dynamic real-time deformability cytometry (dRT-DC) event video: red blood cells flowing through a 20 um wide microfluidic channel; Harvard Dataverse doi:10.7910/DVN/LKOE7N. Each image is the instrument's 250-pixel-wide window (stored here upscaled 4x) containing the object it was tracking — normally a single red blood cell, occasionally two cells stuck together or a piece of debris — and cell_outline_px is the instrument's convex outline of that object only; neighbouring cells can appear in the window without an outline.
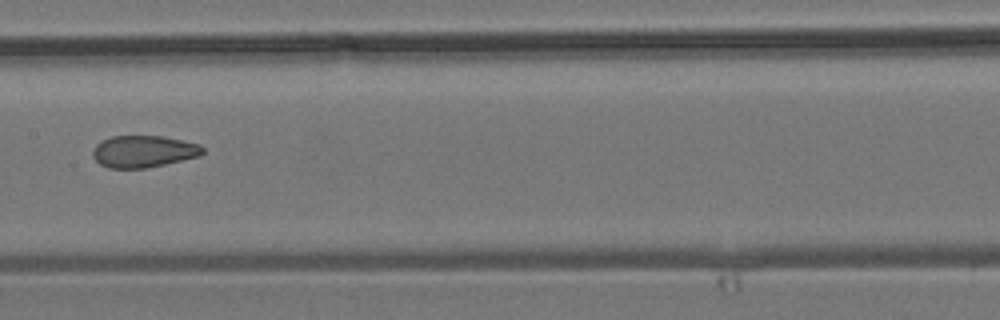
{"species": "common noctule bat (a hibernating species)", "species_latin": "Nyctalus noctula", "temperature_condition": "room temperature", "stored_images_in_passage": 8, "camera_frame_rate_fps": 3000, "um_per_image_px": 0.085, "animal": {"sex": "male", "body_mass_g": 19.2, "forearm_length_mm": 51.8}, "frame": {"image": 1, "passage_image": 7, "time_ms": 8.0, "image_size_px": [1000, 320], "cell_outline_px": [[204, 152], [200, 156], [164, 164], [144, 168], [108, 168], [100, 164], [92, 156], [92, 152], [96, 144], [100, 140], [112, 136], [164, 136], [200, 144], [204, 148]], "centroid_in_image_um": [12.19, 12.86], "position_along_channel_um": 195.2, "area_um2": 20.52}}
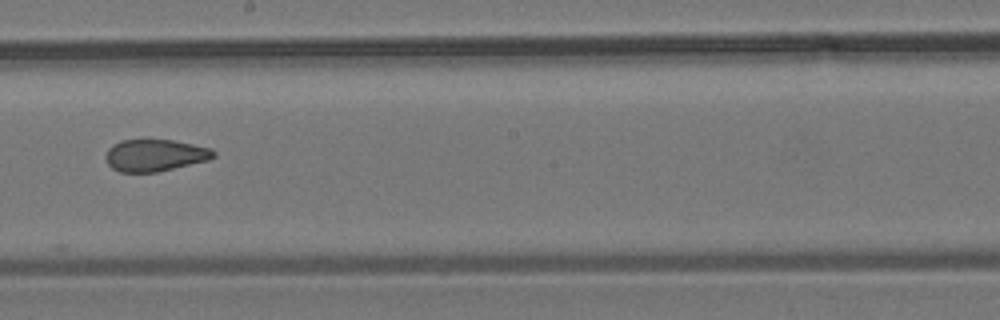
{"frame": {"image": 2, "passage_image": 8, "time_ms": 9.0, "image_size_px": [1000, 320], "cell_outline_px": [[216, 156], [208, 160], [156, 172], [120, 172], [112, 168], [108, 164], [104, 156], [108, 148], [112, 144], [120, 140], [172, 140], [212, 148], [216, 152]], "centroid_in_image_um": [13.15, 13.19], "position_along_channel_um": 235.0, "area_um2": 20.11}}